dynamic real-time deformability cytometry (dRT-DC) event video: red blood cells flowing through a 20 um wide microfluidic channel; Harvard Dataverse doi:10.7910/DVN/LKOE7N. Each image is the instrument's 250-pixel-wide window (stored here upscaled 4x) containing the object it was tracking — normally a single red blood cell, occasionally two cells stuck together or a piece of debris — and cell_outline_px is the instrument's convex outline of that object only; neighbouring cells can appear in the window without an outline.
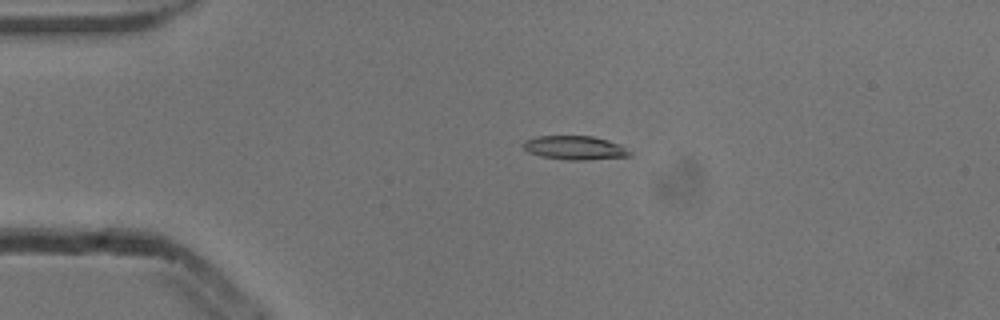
{"species": "common noctule bat (a hibernating species)", "species_latin": "Nyctalus noctula", "temperature_condition": "cold", "stored_images_in_passage": 4, "camera_frame_rate_fps": 3000, "um_per_image_px": 0.085, "animal": {"sex": "male", "body_mass_g": 13.3}, "frame": {"image": 1, "passage_image": 3, "time_ms": 0.667, "image_size_px": [1000, 320], "cell_outline_px": [[632, 156], [584, 160], [568, 160], [540, 156], [528, 152], [520, 144], [524, 140], [536, 136], [592, 136], [608, 140], [620, 144], [632, 152]], "centroid_in_image_um": [48.85, 12.56], "position_along_channel_um": 36.2, "area_um2": 14.97}}